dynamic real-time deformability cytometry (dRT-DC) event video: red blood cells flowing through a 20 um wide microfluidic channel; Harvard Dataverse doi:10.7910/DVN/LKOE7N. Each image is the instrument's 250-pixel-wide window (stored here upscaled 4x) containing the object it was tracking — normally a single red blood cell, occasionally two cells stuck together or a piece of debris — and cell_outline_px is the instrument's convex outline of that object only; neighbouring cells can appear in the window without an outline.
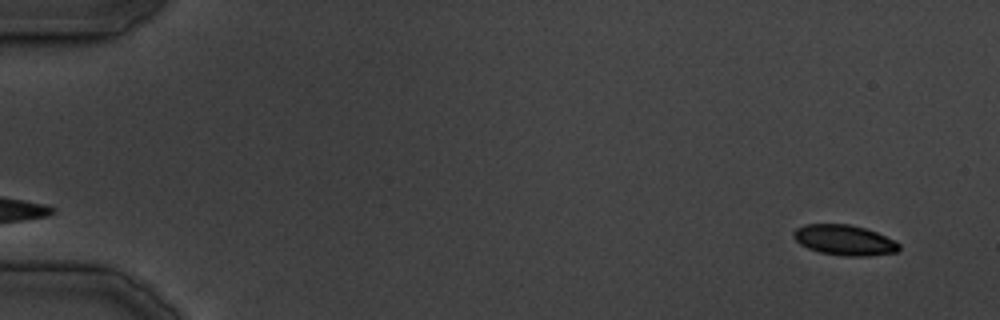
{"species": "common noctule bat (a hibernating species)", "species_latin": "Nyctalus noctula", "temperature_condition": "cold", "stored_images_in_passage": 36, "camera_frame_rate_fps": 3000, "um_per_image_px": 0.085, "animal": {"sex": "male", "body_mass_g": 19.5, "forearm_length_mm": 54.6}, "frame": {"image": 1, "passage_image": 3, "time_ms": 2.333, "image_size_px": [1000, 320], "cell_outline_px": [[900, 248], [896, 252], [868, 256], [844, 256], [820, 252], [808, 248], [800, 244], [792, 236], [792, 232], [796, 228], [804, 224], [848, 224], [864, 228], [876, 232], [896, 240], [900, 244]], "centroid_in_image_um": [71.77, 20.4], "position_along_channel_um": 13.2, "area_um2": 18.73}}
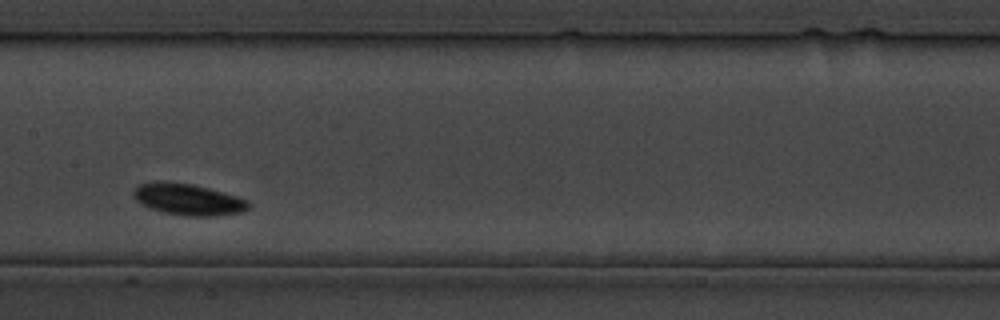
{"frame": {"image": 2, "passage_image": 20, "time_ms": 25.333, "image_size_px": [1000, 320], "cell_outline_px": [[248, 208], [244, 212], [216, 216], [184, 216], [160, 212], [148, 208], [140, 204], [132, 196], [132, 192], [140, 184], [156, 180], [164, 180], [192, 184], [208, 188], [236, 196], [248, 200]], "centroid_in_image_um": [15.93, 16.95], "position_along_channel_um": 191.5, "area_um2": 21.44}}